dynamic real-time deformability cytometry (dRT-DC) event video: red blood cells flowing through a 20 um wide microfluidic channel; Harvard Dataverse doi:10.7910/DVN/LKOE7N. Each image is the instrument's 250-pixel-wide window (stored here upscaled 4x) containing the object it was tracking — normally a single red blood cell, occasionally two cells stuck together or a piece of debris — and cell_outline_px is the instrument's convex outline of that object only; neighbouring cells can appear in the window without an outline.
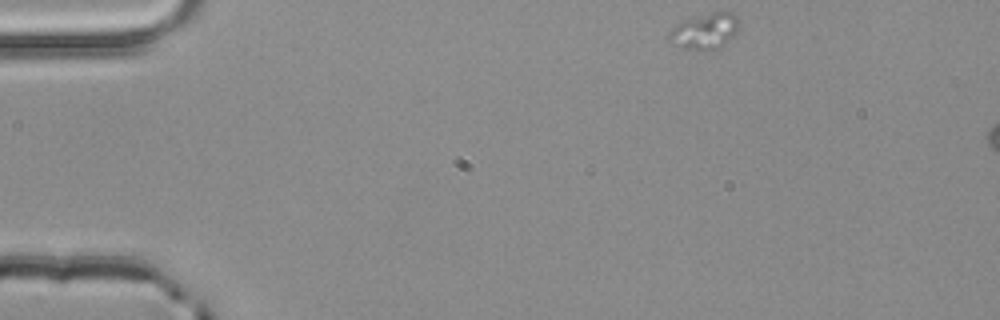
{"species": "common noctule bat (a hibernating species)", "species_latin": "Nyctalus noctula", "temperature_condition": "room temperature", "stored_images_in_passage": 3, "segment_of_instrument_passage": [1, 2], "camera_frame_rate_fps": 3000, "um_per_image_px": 0.085, "animal": {"sex": "male", "body_mass_g": 20.4}, "frame": {"image": 1, "passage_image": 1, "time_ms": 0.0, "image_size_px": [1000, 320], "cell_outline_px": [[740, 24], [736, 32], [724, 44], [708, 52], [704, 52], [688, 48], [668, 40], [668, 36], [672, 28], [676, 24], [684, 20], [712, 12], [732, 12], [736, 16]], "centroid_in_image_um": [59.94, 2.64], "position_along_channel_um": 25.1, "area_um2": 14.39}}